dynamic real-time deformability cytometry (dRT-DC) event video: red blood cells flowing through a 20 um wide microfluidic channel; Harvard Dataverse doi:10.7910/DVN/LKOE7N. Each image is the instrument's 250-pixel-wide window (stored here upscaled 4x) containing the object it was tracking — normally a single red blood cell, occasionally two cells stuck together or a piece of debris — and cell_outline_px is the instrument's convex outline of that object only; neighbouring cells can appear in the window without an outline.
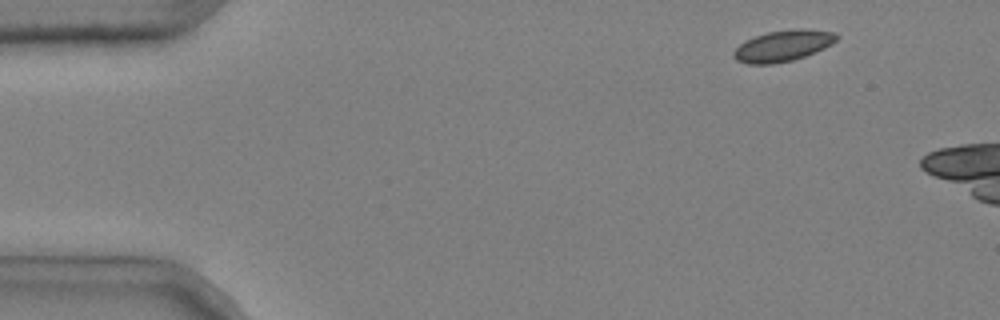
{"species": "common noctule bat (a hibernating species)", "species_latin": "Nyctalus noctula", "temperature_condition": "cold", "stored_images_in_passage": 4, "camera_frame_rate_fps": 3000, "um_per_image_px": 0.085, "animal": {"sex": "male", "body_mass_g": 20.4}, "frame": {"image": 1, "passage_image": 1, "time_ms": 0.0, "image_size_px": [1000, 320], "cell_outline_px": [[840, 36], [832, 44], [816, 52], [792, 60], [772, 64], [748, 64], [736, 60], [732, 56], [732, 52], [744, 40], [768, 32], [792, 28], [804, 28], [836, 32]], "centroid_in_image_um": [66.56, 3.88], "position_along_channel_um": 18.4, "area_um2": 18.9}}